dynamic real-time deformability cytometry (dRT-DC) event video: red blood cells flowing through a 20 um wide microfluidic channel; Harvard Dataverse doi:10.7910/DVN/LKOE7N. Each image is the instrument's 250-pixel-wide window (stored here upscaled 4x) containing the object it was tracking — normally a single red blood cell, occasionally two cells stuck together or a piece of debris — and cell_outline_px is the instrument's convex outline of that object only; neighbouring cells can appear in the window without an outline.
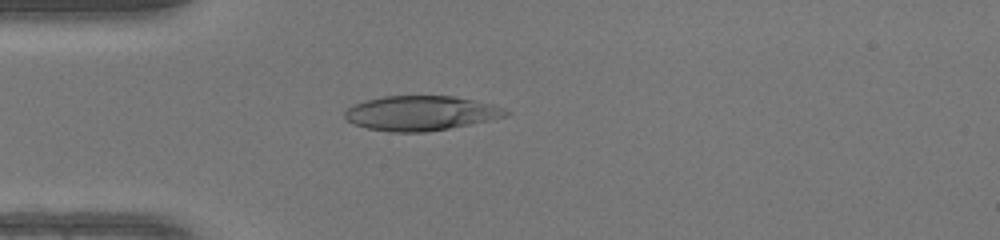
{"species": "human", "species_latin": "Homo sapiens", "temperature_condition": "warm", "stored_images_in_passage": 49, "camera_frame_rate_fps": 3000, "um_per_image_px": 0.085, "donor": {"sex": "female"}, "frame": {"image": 1, "passage_image": 14, "time_ms": 4.333, "image_size_px": [1000, 240], "cell_outline_px": [[512, 112], [508, 116], [448, 128], [424, 132], [392, 132], [368, 128], [352, 124], [344, 116], [344, 112], [348, 108], [364, 100], [384, 96], [452, 96], [492, 104], [504, 108]], "centroid_in_image_um": [35.76, 9.61], "position_along_channel_um": 49.2, "area_um2": 32.31}}
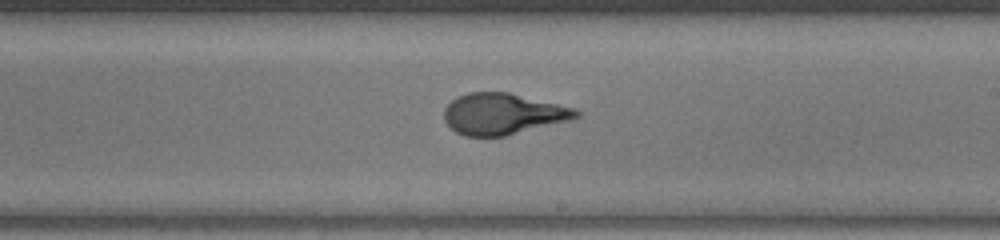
{"frame": {"image": 2, "passage_image": 29, "time_ms": 9.333, "image_size_px": [1000, 240], "cell_outline_px": [[580, 116], [576, 120], [504, 136], [464, 136], [456, 132], [444, 120], [444, 108], [456, 96], [468, 92], [508, 92], [576, 108], [580, 112]], "centroid_in_image_um": [42.8, 9.68], "position_along_channel_um": 246.2, "area_um2": 32.08}}
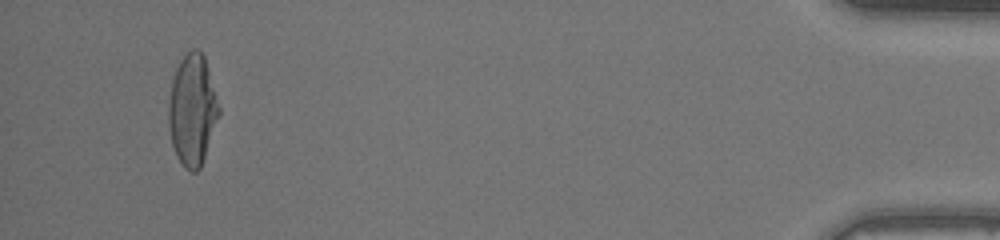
{"frame": {"image": 3, "passage_image": 47, "time_ms": 15.333, "image_size_px": [1000, 240], "cell_outline_px": [[220, 116], [200, 168], [196, 172], [192, 172], [184, 168], [176, 156], [172, 144], [168, 128], [168, 100], [172, 80], [176, 68], [180, 60], [192, 48], [196, 48], [204, 56], [220, 108]], "centroid_in_image_um": [16.34, 9.38], "position_along_channel_um": 418.9, "area_um2": 32.71}, "authors_computed_cell_mechanics": {"area_um2": 32.3102, "velocity_mm_per_s": 4.206, "shape_relaxation_time_tau1_ms": 10.6871, "shape_relaxation_time_tau2_ms": null, "deformation_change_tau1": 0.4053, "deformation_change_tau2": null}}